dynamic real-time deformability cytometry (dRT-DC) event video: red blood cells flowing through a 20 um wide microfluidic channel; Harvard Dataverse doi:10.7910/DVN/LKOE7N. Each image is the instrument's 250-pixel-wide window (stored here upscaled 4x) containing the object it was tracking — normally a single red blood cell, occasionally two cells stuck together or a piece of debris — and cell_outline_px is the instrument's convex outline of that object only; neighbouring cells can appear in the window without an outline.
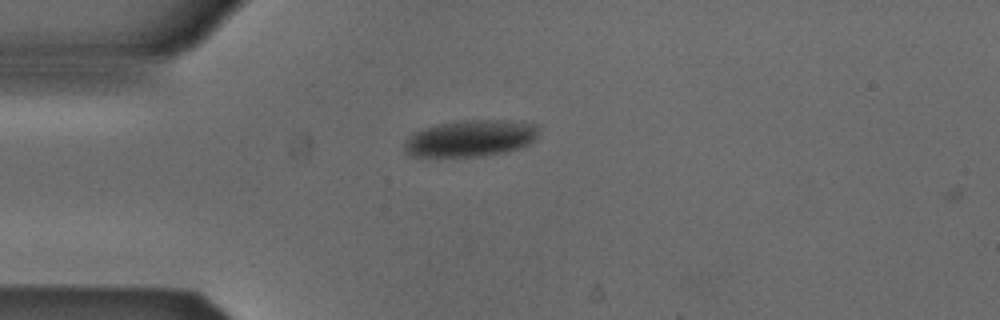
{"species": "Egyptian fruit bat (a non-hibernating species)", "species_latin": "Rousettus aegyptiacus", "temperature_condition": "cold", "stored_images_in_passage": 4, "camera_frame_rate_fps": 3000, "um_per_image_px": 0.085, "animal": {"sex": "male"}, "frame": {"image": 1, "passage_image": 1, "time_ms": 0.0, "image_size_px": [1000, 320], "cell_outline_px": [[536, 136], [528, 144], [520, 148], [504, 152], [484, 156], [412, 156], [404, 152], [404, 144], [416, 132], [424, 128], [440, 124], [460, 120], [496, 120], [536, 124]], "centroid_in_image_um": [39.97, 11.77], "position_along_channel_um": 45.0, "area_um2": 28.03}}